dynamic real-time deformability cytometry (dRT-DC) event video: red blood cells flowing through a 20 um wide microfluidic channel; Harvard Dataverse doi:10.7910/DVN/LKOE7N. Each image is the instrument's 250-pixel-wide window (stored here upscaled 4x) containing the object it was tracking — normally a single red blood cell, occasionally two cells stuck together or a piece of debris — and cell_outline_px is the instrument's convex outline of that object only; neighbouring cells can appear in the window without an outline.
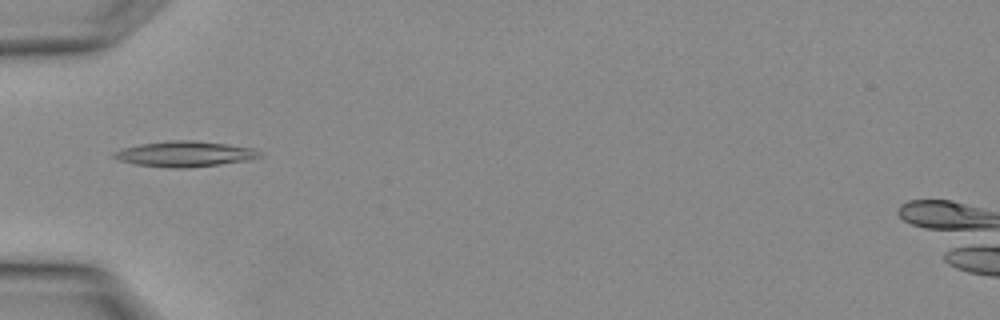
{"species": "Egyptian fruit bat (a non-hibernating species)", "species_latin": "Rousettus aegyptiacus", "temperature_condition": "warm", "stored_images_in_passage": 1, "camera_frame_rate_fps": 3000, "um_per_image_px": 0.085, "animal": {"sex": "female"}, "frame": {"image": 1, "passage_image": 1, "time_ms": 0.0, "image_size_px": [1000, 320], "cell_outline_px": [[264, 156], [248, 160], [220, 164], [184, 168], [168, 168], [132, 164], [116, 160], [112, 156], [112, 152], [120, 148], [140, 144], [168, 140], [192, 140], [228, 144], [256, 148], [264, 152]], "centroid_in_image_um": [15.7, 13.08], "position_along_channel_um": 69.3, "area_um2": 22.2}}